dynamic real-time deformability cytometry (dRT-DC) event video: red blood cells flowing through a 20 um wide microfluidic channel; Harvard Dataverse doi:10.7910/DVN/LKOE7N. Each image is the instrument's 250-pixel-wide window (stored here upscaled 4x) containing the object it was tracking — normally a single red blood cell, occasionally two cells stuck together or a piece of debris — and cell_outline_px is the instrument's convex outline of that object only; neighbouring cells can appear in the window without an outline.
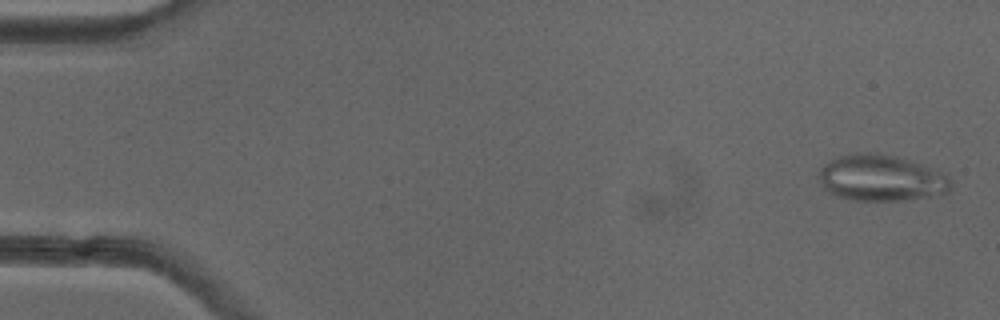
{"species": "common noctule bat (a hibernating species)", "species_latin": "Nyctalus noctula", "temperature_condition": "cold", "stored_images_in_passage": 46, "camera_frame_rate_fps": 3000, "um_per_image_px": 0.085, "animal": {"sex": "female"}, "frame": {"image": 1, "passage_image": 2, "time_ms": 0.333, "image_size_px": [1000, 320], "cell_outline_px": [[952, 184], [948, 192], [928, 196], [904, 200], [852, 200], [836, 196], [828, 192], [820, 184], [820, 168], [824, 164], [836, 156], [860, 152], [876, 152], [896, 156], [924, 164], [948, 172], [952, 180]], "centroid_in_image_um": [74.94, 15.11], "position_along_channel_um": 10.1, "area_um2": 36.13}}
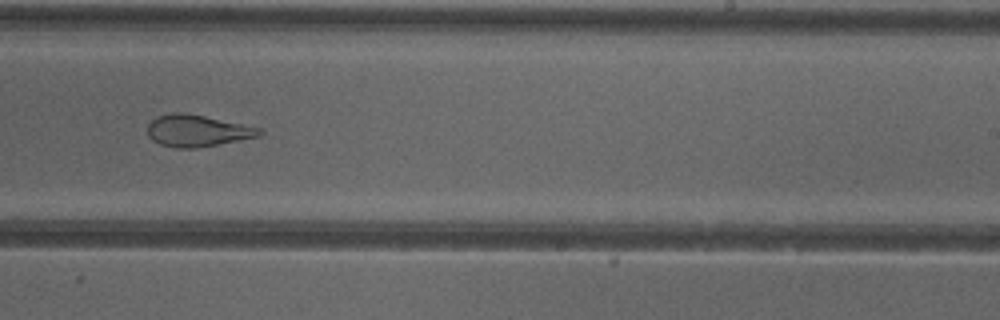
{"frame": {"image": 2, "passage_image": 32, "time_ms": 10.333, "image_size_px": [1000, 320], "cell_outline_px": [[264, 132], [256, 136], [196, 148], [176, 148], [160, 144], [152, 140], [148, 136], [148, 124], [156, 116], [172, 112], [184, 112], [264, 128]], "centroid_in_image_um": [16.73, 11.09], "position_along_channel_um": 272.3, "area_um2": 20.58}}
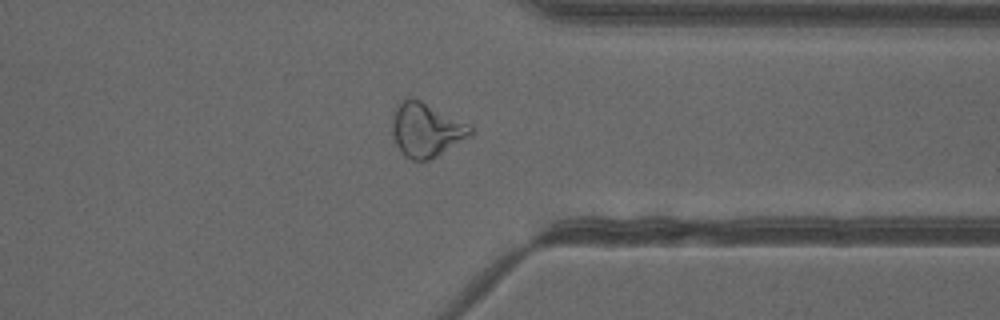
{"frame": {"image": 3, "passage_image": 40, "time_ms": 13.0, "image_size_px": [1000, 320], "cell_outline_px": [[472, 136], [432, 160], [412, 160], [404, 156], [400, 152], [396, 144], [392, 132], [392, 116], [400, 100], [408, 96], [420, 100], [472, 124]], "centroid_in_image_um": [36.25, 11.04], "position_along_channel_um": 375.1, "area_um2": 25.26}, "authors_computed_cell_mechanics": {"area_um2": 24.7673, "velocity_mm_per_s": 3.9988, "shape_relaxation_time_tau1_ms": null, "shape_relaxation_time_tau2_ms": 1.802, "deformation_change_tau1": null, "deformation_change_tau2": 0.0989}}